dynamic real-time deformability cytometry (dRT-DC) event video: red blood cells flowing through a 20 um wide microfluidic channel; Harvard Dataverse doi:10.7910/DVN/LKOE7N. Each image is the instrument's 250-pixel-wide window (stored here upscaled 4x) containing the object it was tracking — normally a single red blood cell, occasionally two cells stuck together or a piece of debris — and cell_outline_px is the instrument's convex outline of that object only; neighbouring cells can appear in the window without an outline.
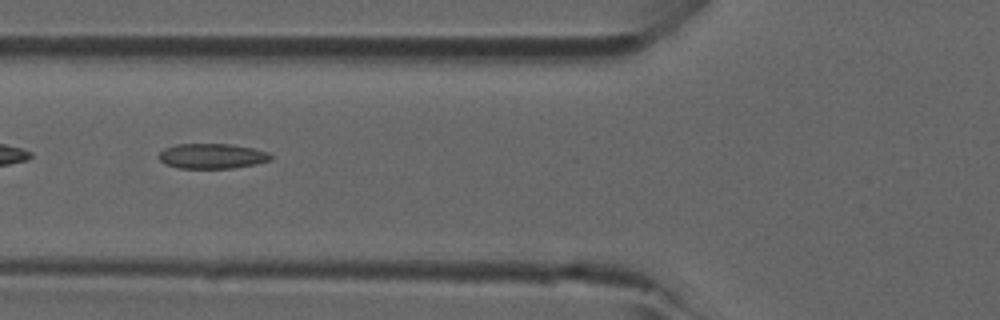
{"species": "common noctule bat (a hibernating species)", "species_latin": "Nyctalus noctula", "temperature_condition": "room temperature", "stored_images_in_passage": 2, "camera_frame_rate_fps": 3000, "um_per_image_px": 0.085, "animal": {"sex": "male", "forearm_length_mm": 52.5}, "frame": {"image": 1, "passage_image": 2, "time_ms": 0.333, "image_size_px": [1000, 320], "cell_outline_px": [[272, 160], [232, 168], [180, 168], [164, 164], [156, 156], [164, 148], [176, 144], [232, 144], [252, 148], [268, 152], [272, 156]], "centroid_in_image_um": [17.98, 13.26], "position_along_channel_um": 107.8, "area_um2": 16.36}}